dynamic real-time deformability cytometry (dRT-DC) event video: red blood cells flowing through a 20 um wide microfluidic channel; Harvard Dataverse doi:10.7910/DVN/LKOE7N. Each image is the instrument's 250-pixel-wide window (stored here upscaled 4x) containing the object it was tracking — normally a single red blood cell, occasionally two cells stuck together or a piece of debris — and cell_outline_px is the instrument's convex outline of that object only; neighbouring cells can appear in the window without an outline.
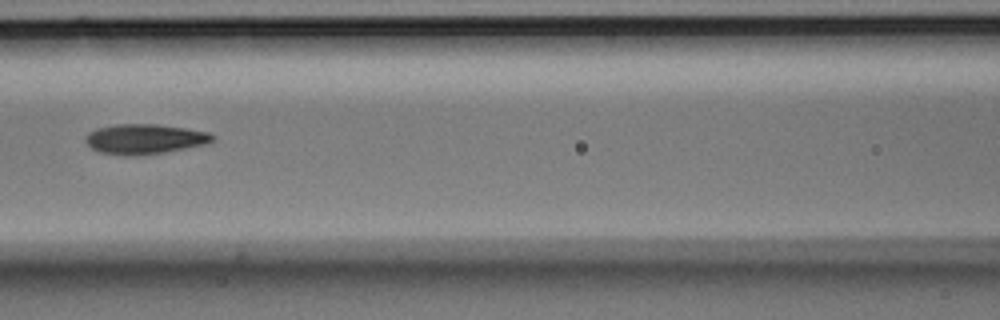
{"species": "Egyptian fruit bat (a non-hibernating species)", "species_latin": "Rousettus aegyptiacus", "temperature_condition": "room temperature", "stored_images_in_passage": 8, "camera_frame_rate_fps": 3000, "um_per_image_px": 0.085, "animal": {"sex": "male"}, "frame": {"image": 1, "passage_image": 8, "time_ms": 2.333, "image_size_px": [1000, 320], "cell_outline_px": [[216, 136], [212, 140], [204, 144], [164, 152], [136, 156], [128, 156], [100, 152], [92, 148], [84, 140], [88, 132], [96, 128], [116, 124], [156, 124], [184, 128], [208, 132]], "centroid_in_image_um": [12.25, 11.81], "position_along_channel_um": 154.3, "area_um2": 22.02}}